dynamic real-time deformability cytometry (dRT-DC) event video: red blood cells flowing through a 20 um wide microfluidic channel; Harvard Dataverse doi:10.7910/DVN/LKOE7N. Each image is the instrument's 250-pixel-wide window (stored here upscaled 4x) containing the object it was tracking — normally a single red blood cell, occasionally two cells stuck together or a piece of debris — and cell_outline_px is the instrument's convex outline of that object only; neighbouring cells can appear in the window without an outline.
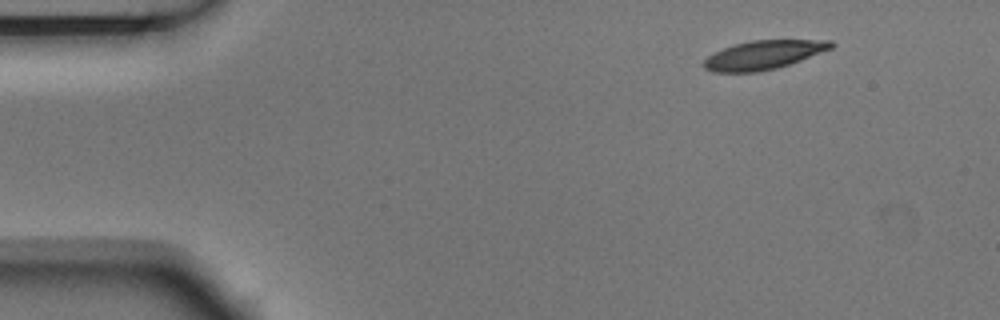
{"species": "Egyptian fruit bat (a non-hibernating species)", "species_latin": "Rousettus aegyptiacus", "temperature_condition": "room temperature", "stored_images_in_passage": 1, "camera_frame_rate_fps": 3000, "um_per_image_px": 0.085, "animal": {"sex": "male"}, "frame": {"image": 1, "passage_image": 1, "time_ms": 0.0, "image_size_px": [1000, 320], "cell_outline_px": [[836, 44], [832, 48], [800, 60], [776, 68], [756, 72], [712, 72], [704, 68], [704, 60], [708, 56], [724, 48], [736, 44], [752, 40], [832, 40]], "centroid_in_image_um": [64.91, 4.66], "position_along_channel_um": 20.1, "area_um2": 21.1}}